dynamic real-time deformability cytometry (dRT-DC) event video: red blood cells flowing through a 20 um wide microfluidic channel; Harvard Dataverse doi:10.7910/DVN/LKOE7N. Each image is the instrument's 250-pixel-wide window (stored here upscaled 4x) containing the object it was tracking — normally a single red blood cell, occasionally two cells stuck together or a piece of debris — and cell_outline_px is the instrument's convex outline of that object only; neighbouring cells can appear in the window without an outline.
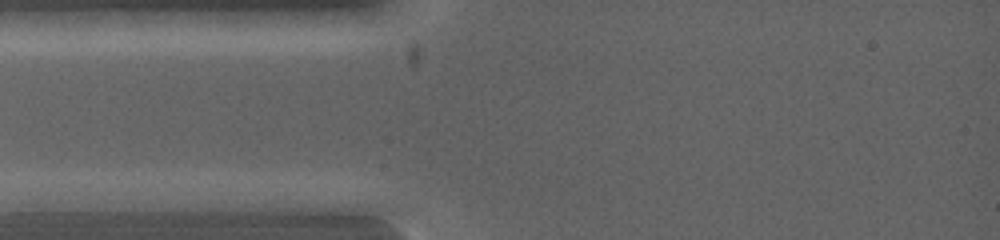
{"species": "common noctule bat (a hibernating species)", "species_latin": "Nyctalus noctula", "temperature_condition": "warm", "stored_images_in_passage": 4, "camera_frame_rate_fps": 5000, "um_per_image_px": 0.085, "animal": {"sex": "female", "body_mass_g": 19.0, "forearm_length_mm": 53.3}, "frame": {"image": 1, "passage_image": 2, "time_ms": 0.4, "image_size_px": [1000, 240], "cell_outline_px": [[124, 200], [88, 212], [16, 212], [16, 200], [44, 192], [124, 192]], "centroid_in_image_um": [5.76, 17.15], "position_along_channel_um": 79.2, "area_um2": 13.24}}